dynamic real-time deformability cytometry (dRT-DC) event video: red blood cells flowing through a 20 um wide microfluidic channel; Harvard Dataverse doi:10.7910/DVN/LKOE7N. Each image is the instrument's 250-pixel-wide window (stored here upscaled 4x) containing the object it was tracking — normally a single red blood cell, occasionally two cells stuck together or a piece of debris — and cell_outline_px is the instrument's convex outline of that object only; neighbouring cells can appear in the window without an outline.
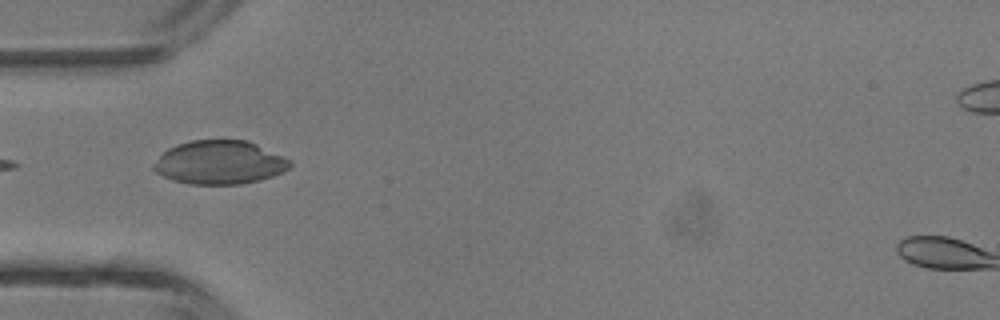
{"species": "common noctule bat (a hibernating species)", "species_latin": "Nyctalus noctula", "temperature_condition": "room temperature", "stored_images_in_passage": 6, "camera_frame_rate_fps": 3000, "um_per_image_px": 0.085, "animal": {"sex": "male", "body_mass_g": 13.3}, "frame": {"image": 1, "passage_image": 4, "time_ms": 4.333, "image_size_px": [1000, 320], "cell_outline_px": [[292, 164], [288, 168], [272, 176], [260, 180], [240, 184], [188, 184], [164, 176], [156, 172], [152, 168], [160, 156], [168, 148], [176, 144], [192, 140], [248, 140], [292, 160]], "centroid_in_image_um": [18.68, 13.8], "position_along_channel_um": 66.3, "area_um2": 34.39}}
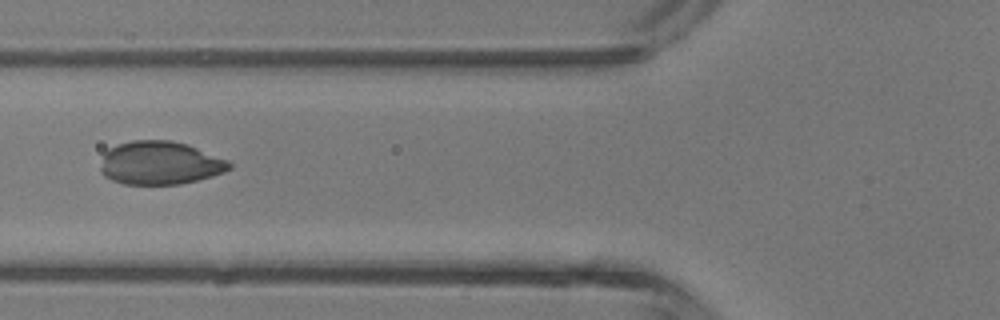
{"frame": {"image": 2, "passage_image": 5, "time_ms": 5.333, "image_size_px": [1000, 320], "cell_outline_px": [[232, 168], [224, 172], [212, 176], [180, 184], [124, 184], [112, 180], [104, 176], [100, 172], [100, 168], [104, 152], [108, 148], [116, 144], [132, 140], [172, 140], [188, 144], [228, 160], [232, 164]], "centroid_in_image_um": [13.58, 13.84], "position_along_channel_um": 112.2, "area_um2": 32.77}}
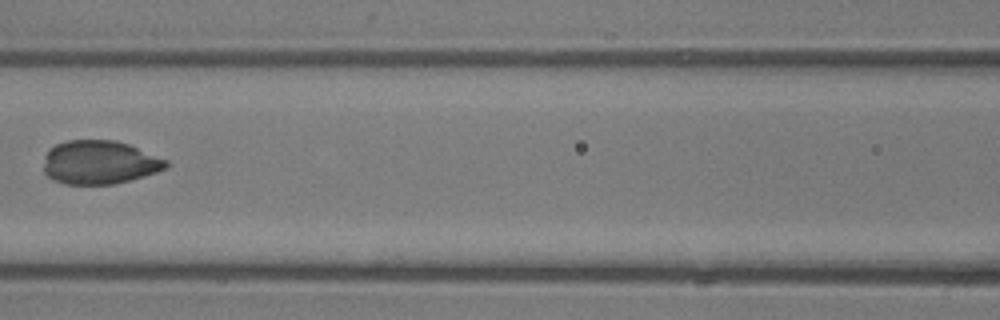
{"frame": {"image": 3, "passage_image": 6, "time_ms": 6.333, "image_size_px": [1000, 320], "cell_outline_px": [[168, 168], [144, 176], [112, 184], [64, 184], [52, 180], [44, 172], [44, 156], [56, 144], [68, 140], [116, 140], [128, 144], [168, 160]], "centroid_in_image_um": [8.46, 13.8], "position_along_channel_um": 158.1, "area_um2": 31.1}}